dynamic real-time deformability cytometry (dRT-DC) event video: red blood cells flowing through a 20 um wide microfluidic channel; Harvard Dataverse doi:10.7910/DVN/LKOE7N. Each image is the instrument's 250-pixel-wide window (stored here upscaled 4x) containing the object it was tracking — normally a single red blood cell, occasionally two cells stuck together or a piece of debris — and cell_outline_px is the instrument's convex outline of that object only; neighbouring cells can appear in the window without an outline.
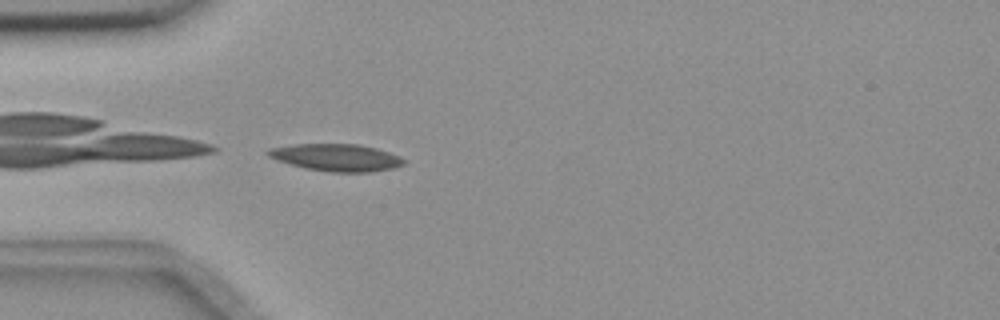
{"species": "common noctule bat (a hibernating species)", "species_latin": "Nyctalus noctula", "temperature_condition": "room temperature", "stored_images_in_passage": 40, "camera_frame_rate_fps": 3000, "um_per_image_px": 0.085, "animal": {"sex": "female", "body_mass_g": 18.4}, "frame": {"image": 1, "passage_image": 1, "time_ms": 0.0, "image_size_px": [1000, 320], "cell_outline_px": [[404, 164], [392, 168], [372, 172], [332, 172], [304, 168], [276, 160], [268, 156], [264, 152], [268, 148], [296, 144], [356, 144], [376, 148], [400, 156], [404, 160]], "centroid_in_image_um": [28.55, 13.38], "position_along_channel_um": 56.5, "area_um2": 21.5}}
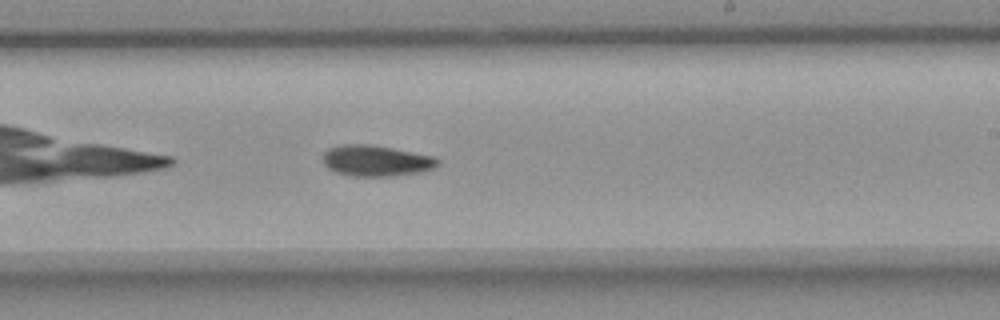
{"frame": {"image": 2, "passage_image": 18, "time_ms": 5.667, "image_size_px": [1000, 320], "cell_outline_px": [[440, 164], [424, 172], [388, 176], [352, 176], [336, 172], [328, 168], [324, 164], [324, 152], [328, 148], [340, 144], [372, 144], [436, 156], [440, 160]], "centroid_in_image_um": [32.0, 13.65], "position_along_channel_um": 257.0, "area_um2": 20.98}}
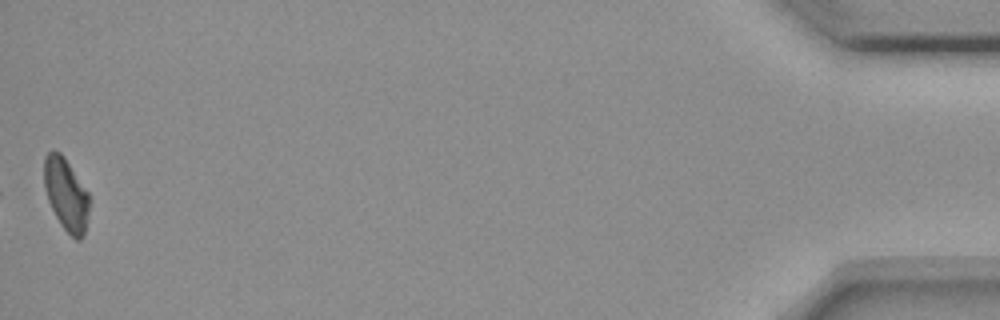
{"frame": {"image": 3, "passage_image": 40, "time_ms": 13.0, "image_size_px": [1000, 320], "cell_outline_px": [[88, 216], [84, 236], [80, 240], [76, 240], [60, 224], [48, 200], [44, 188], [44, 156], [52, 148], [60, 152], [64, 156], [88, 192]], "centroid_in_image_um": [5.6, 16.49], "position_along_channel_um": 429.6, "area_um2": 19.07}}